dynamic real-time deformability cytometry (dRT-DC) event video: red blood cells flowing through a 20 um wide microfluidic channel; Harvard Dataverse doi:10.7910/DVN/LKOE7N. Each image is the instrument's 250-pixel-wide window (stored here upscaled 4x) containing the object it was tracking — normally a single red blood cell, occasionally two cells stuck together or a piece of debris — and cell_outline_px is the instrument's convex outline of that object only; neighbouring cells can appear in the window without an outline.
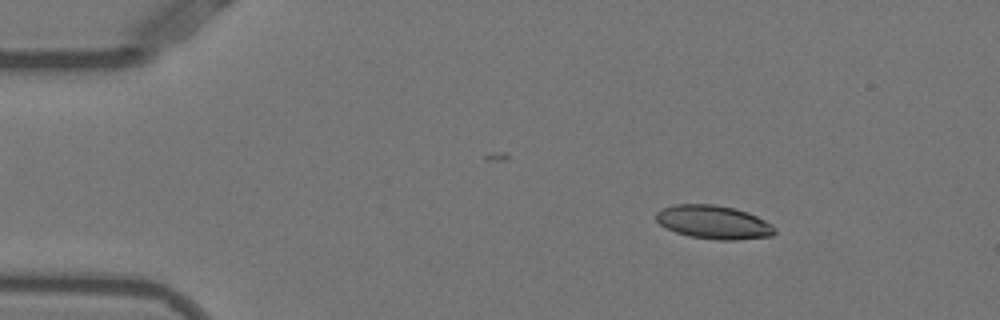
{"species": "Egyptian fruit bat (a non-hibernating species)", "species_latin": "Rousettus aegyptiacus", "temperature_condition": "warm", "stored_images_in_passage": 47, "camera_frame_rate_fps": 3000, "um_per_image_px": 0.085, "animal": {"sex": "female"}, "frame": {"image": 1, "passage_image": 7, "time_ms": 2.0, "image_size_px": [1000, 320], "cell_outline_px": [[776, 232], [772, 236], [736, 240], [720, 240], [688, 236], [676, 232], [660, 224], [656, 220], [656, 212], [664, 208], [676, 204], [716, 204], [736, 208], [748, 212], [772, 224], [776, 228]], "centroid_in_image_um": [60.69, 18.88], "position_along_channel_um": 24.3, "area_um2": 23.24}}
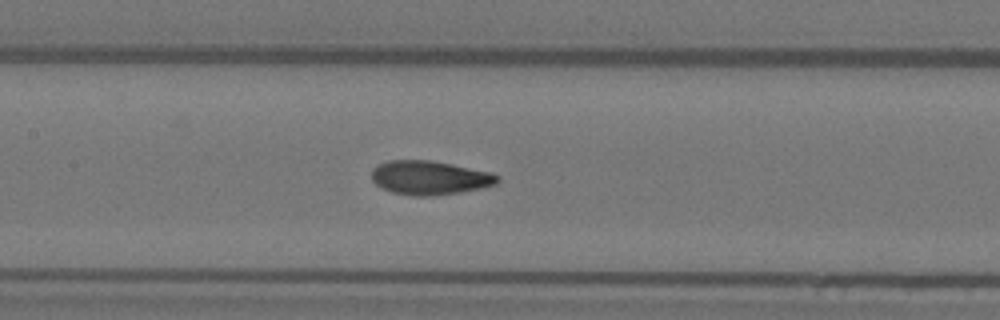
{"frame": {"image": 2, "passage_image": 24, "time_ms": 7.667, "image_size_px": [1000, 320], "cell_outline_px": [[500, 180], [496, 184], [480, 188], [460, 192], [432, 196], [416, 196], [392, 192], [376, 184], [372, 180], [372, 168], [376, 164], [388, 160], [432, 160], [452, 164], [488, 172], [500, 176]], "centroid_in_image_um": [36.49, 15.1], "position_along_channel_um": 170.9, "area_um2": 24.85}}
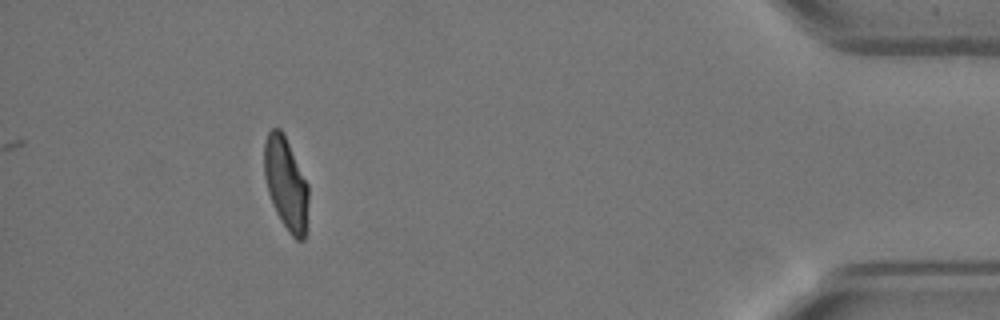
{"frame": {"image": 3, "passage_image": 47, "time_ms": 15.333, "image_size_px": [1000, 320], "cell_outline_px": [[308, 228], [304, 240], [296, 240], [288, 232], [280, 220], [272, 204], [268, 192], [264, 176], [264, 140], [268, 132], [272, 128], [280, 128], [284, 132], [308, 184]], "centroid_in_image_um": [24.32, 15.63], "position_along_channel_um": 410.9, "area_um2": 24.39}, "authors_computed_cell_mechanics": {"area_um2": 24.2182, "velocity_mm_per_s": 3.8908, "shape_relaxation_time_tau1_ms": 4.6598, "shape_relaxation_time_tau2_ms": 0.8539, "deformation_change_tau1": 0.1936, "deformation_change_tau2": 0.0636}}